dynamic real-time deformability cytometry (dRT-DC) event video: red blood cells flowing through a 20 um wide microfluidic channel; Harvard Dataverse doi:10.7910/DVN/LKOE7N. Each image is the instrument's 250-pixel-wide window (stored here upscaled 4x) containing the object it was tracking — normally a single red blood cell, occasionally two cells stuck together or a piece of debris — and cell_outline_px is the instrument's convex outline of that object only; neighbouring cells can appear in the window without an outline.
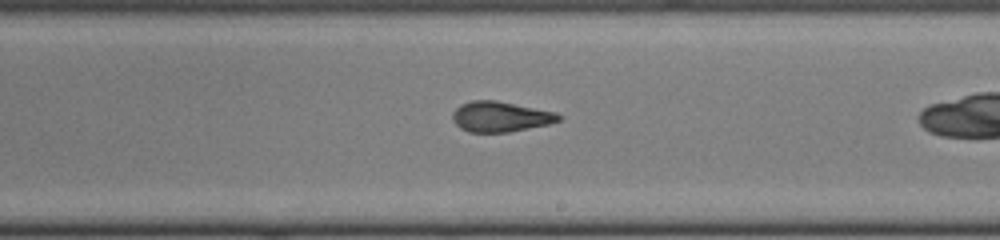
{"species": "common noctule bat (a hibernating species)", "species_latin": "Nyctalus noctula", "temperature_condition": "cold", "stored_images_in_passage": 23, "camera_frame_rate_fps": 3000, "um_per_image_px": 0.085, "animal": {"sex": "female", "body_mass_g": 22.0, "forearm_length_mm": 56.7}, "frame": {"image": 1, "passage_image": 14, "time_ms": 4.333, "image_size_px": [1000, 240], "cell_outline_px": [[560, 120], [548, 124], [508, 132], [468, 132], [460, 128], [452, 120], [452, 112], [460, 104], [472, 100], [496, 100], [556, 112], [560, 116]], "centroid_in_image_um": [42.49, 9.91], "position_along_channel_um": 246.5, "area_um2": 18.73}}
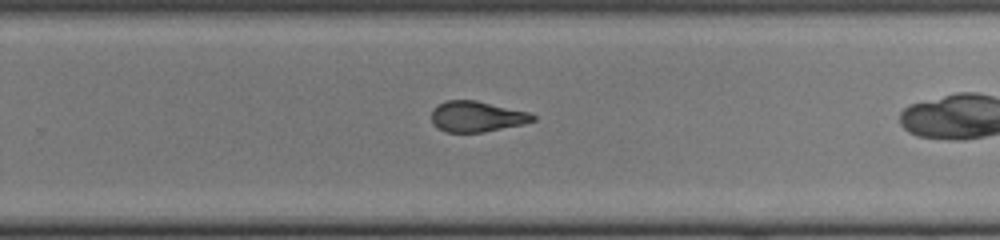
{"frame": {"image": 2, "passage_image": 17, "time_ms": 5.333, "image_size_px": [1000, 240], "cell_outline_px": [[536, 120], [524, 124], [484, 132], [444, 132], [436, 128], [432, 124], [432, 108], [444, 100], [476, 100], [528, 112], [536, 116]], "centroid_in_image_um": [40.49, 9.91], "position_along_channel_um": 289.3, "area_um2": 18.32}}
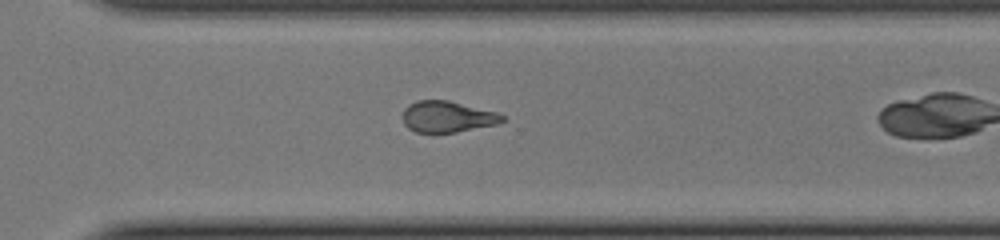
{"frame": {"image": 3, "passage_image": 20, "time_ms": 6.333, "image_size_px": [1000, 240], "cell_outline_px": [[504, 120], [496, 124], [456, 132], [432, 136], [416, 132], [408, 128], [404, 124], [404, 108], [408, 104], [416, 100], [448, 100], [496, 112], [504, 116]], "centroid_in_image_um": [37.97, 9.95], "position_along_channel_um": 332.6, "area_um2": 18.5}}